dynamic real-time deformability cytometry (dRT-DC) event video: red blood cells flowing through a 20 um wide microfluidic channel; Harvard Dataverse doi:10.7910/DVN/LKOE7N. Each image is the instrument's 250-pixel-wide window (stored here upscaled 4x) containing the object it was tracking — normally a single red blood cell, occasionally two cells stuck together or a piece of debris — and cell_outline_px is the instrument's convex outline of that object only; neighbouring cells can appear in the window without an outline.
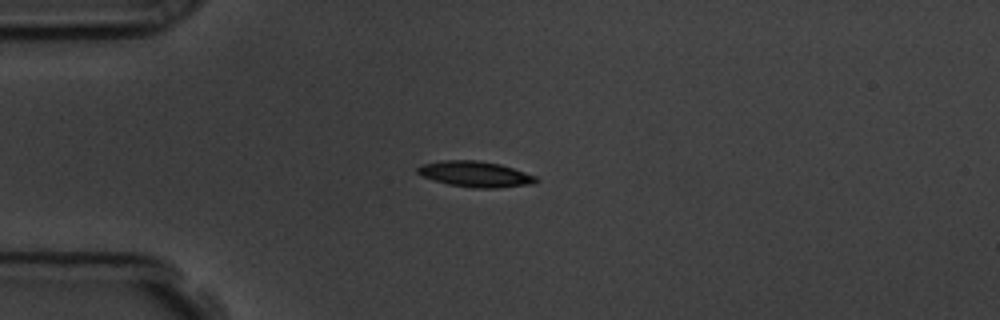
{"species": "common noctule bat (a hibernating species)", "species_latin": "Nyctalus noctula", "temperature_condition": "room temperature", "stored_images_in_passage": 43, "camera_frame_rate_fps": 3000, "um_per_image_px": 0.085, "animal": {"sex": "male", "body_mass_g": 19.5, "forearm_length_mm": 54.6}, "frame": {"image": 1, "passage_image": 1, "time_ms": 0.0, "image_size_px": [1000, 320], "cell_outline_px": [[540, 180], [536, 184], [496, 188], [472, 188], [448, 184], [424, 176], [416, 172], [416, 168], [424, 164], [444, 160], [480, 160], [500, 164], [536, 176]], "centroid_in_image_um": [40.46, 14.8], "position_along_channel_um": 44.5, "area_um2": 17.74}}
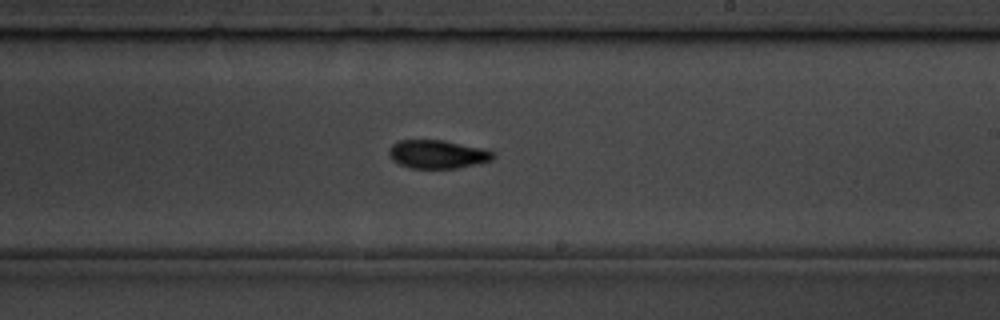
{"frame": {"image": 2, "passage_image": 20, "time_ms": 6.333, "image_size_px": [1000, 320], "cell_outline_px": [[496, 156], [492, 160], [476, 164], [456, 168], [408, 168], [392, 160], [388, 152], [388, 148], [392, 144], [400, 140], [444, 140], [484, 148], [492, 152]], "centroid_in_image_um": [37.18, 13.1], "position_along_channel_um": 251.8, "area_um2": 17.34}}
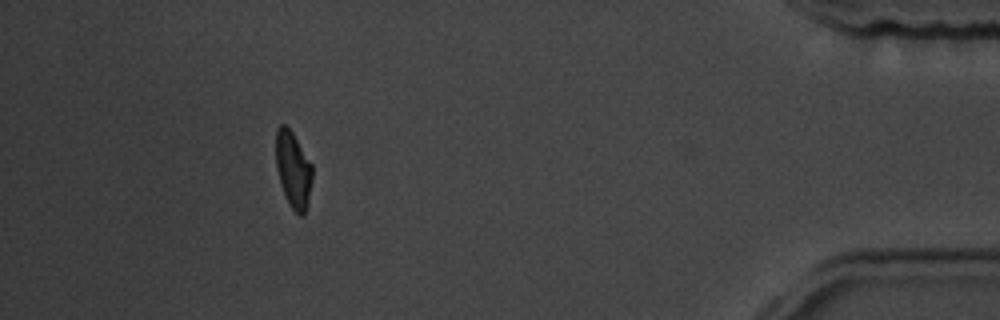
{"frame": {"image": 3, "passage_image": 38, "time_ms": 12.333, "image_size_px": [1000, 320], "cell_outline_px": [[312, 180], [308, 204], [304, 216], [300, 216], [288, 204], [280, 184], [276, 168], [276, 128], [280, 124], [284, 124], [292, 132], [312, 164]], "centroid_in_image_um": [24.92, 14.44], "position_along_channel_um": 410.3, "area_um2": 16.36}, "authors_computed_cell_mechanics": {"area_um2": 17.2244, "velocity_mm_per_s": 3.6024, "shape_relaxation_time_tau1_ms": 2.7212, "shape_relaxation_time_tau2_ms": 5.2034, "deformation_change_tau1": 0.1223, "deformation_change_tau2": 0.1058}}